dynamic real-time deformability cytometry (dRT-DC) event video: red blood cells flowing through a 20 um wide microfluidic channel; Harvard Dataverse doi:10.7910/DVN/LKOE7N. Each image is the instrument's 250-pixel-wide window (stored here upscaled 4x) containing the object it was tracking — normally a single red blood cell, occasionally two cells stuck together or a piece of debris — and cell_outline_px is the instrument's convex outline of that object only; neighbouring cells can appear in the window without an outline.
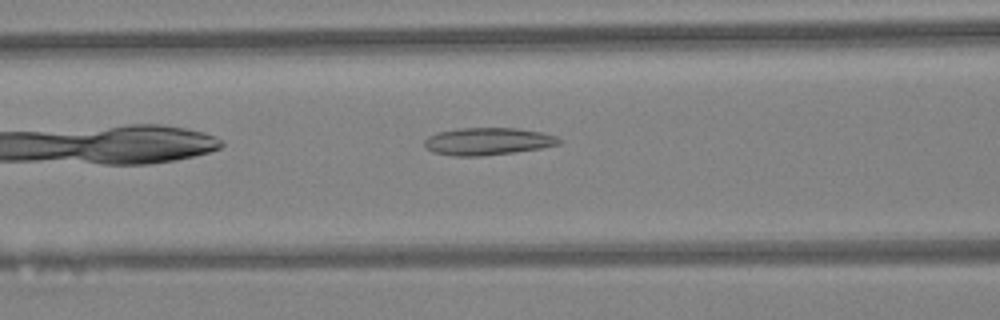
{"species": "Egyptian fruit bat (a non-hibernating species)", "species_latin": "Rousettus aegyptiacus", "temperature_condition": "warm", "stored_images_in_passage": 25, "camera_frame_rate_fps": 3000, "um_per_image_px": 0.085, "animal": {"sex": "female"}, "frame": {"image": 1, "passage_image": 6, "time_ms": 1.667, "image_size_px": [1000, 320], "cell_outline_px": [[564, 140], [560, 144], [540, 148], [512, 152], [480, 156], [452, 156], [432, 152], [424, 148], [424, 140], [428, 136], [436, 132], [460, 128], [516, 128], [544, 132], [556, 136]], "centroid_in_image_um": [41.44, 12.01], "position_along_channel_um": 125.2, "area_um2": 21.68}}
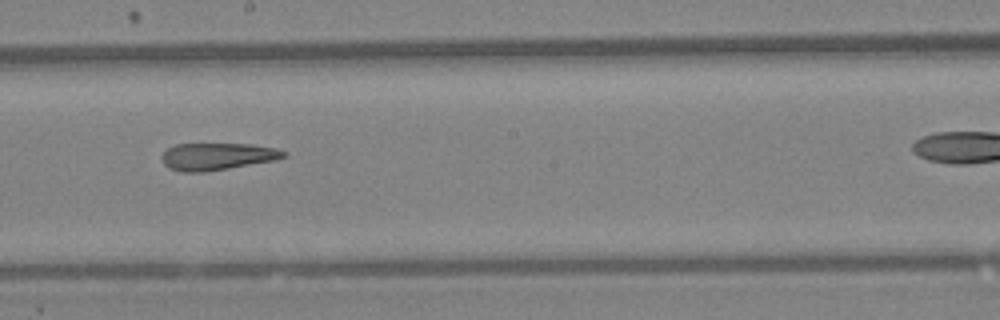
{"frame": {"image": 2, "passage_image": 13, "time_ms": 4.0, "image_size_px": [1000, 320], "cell_outline_px": [[288, 156], [272, 160], [228, 168], [204, 172], [184, 172], [168, 168], [164, 164], [160, 156], [168, 148], [176, 144], [252, 144], [276, 148], [288, 152]], "centroid_in_image_um": [18.45, 13.29], "position_along_channel_um": 229.8, "area_um2": 19.19}}
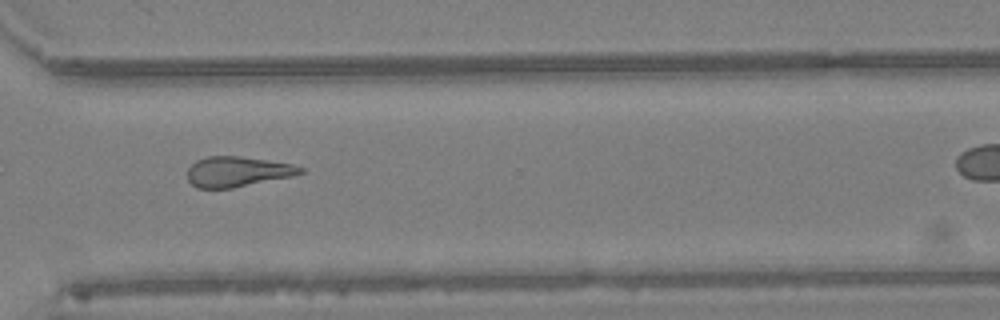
{"frame": {"image": 3, "passage_image": 21, "time_ms": 6.667, "image_size_px": [1000, 320], "cell_outline_px": [[304, 172], [292, 176], [232, 188], [196, 188], [188, 180], [188, 168], [196, 160], [208, 156], [240, 156], [292, 164], [304, 168]], "centroid_in_image_um": [20.16, 14.59], "position_along_channel_um": 350.4, "area_um2": 19.77}}